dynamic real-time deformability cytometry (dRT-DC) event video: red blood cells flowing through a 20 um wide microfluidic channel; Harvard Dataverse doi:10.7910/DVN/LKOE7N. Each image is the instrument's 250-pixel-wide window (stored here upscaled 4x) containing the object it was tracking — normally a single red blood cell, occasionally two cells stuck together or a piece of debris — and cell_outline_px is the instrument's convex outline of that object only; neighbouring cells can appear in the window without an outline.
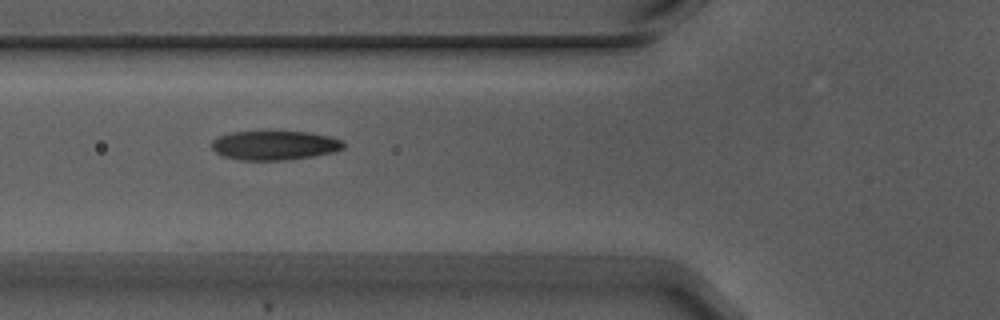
{"species": "Egyptian fruit bat (a non-hibernating species)", "species_latin": "Rousettus aegyptiacus", "temperature_condition": "warm", "stored_images_in_passage": 38, "camera_frame_rate_fps": 3000, "um_per_image_px": 0.085, "animal": {"sex": "male"}, "frame": {"image": 1, "passage_image": 7, "time_ms": 2.0, "image_size_px": [1000, 320], "cell_outline_px": [[344, 148], [332, 152], [312, 156], [284, 160], [240, 160], [224, 156], [216, 152], [212, 148], [212, 140], [216, 136], [232, 132], [312, 132], [344, 140]], "centroid_in_image_um": [23.33, 12.35], "position_along_channel_um": 102.5, "area_um2": 22.37}}
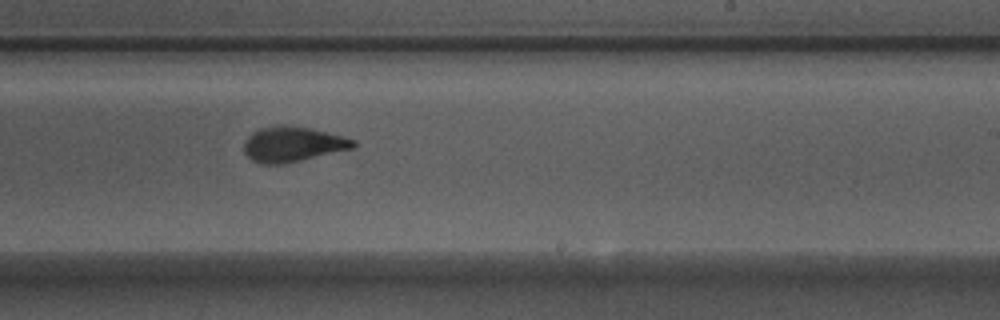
{"frame": {"image": 2, "passage_image": 20, "time_ms": 6.333, "image_size_px": [1000, 320], "cell_outline_px": [[356, 144], [352, 148], [300, 160], [280, 164], [260, 164], [252, 160], [244, 152], [244, 140], [252, 132], [260, 128], [308, 128], [356, 140]], "centroid_in_image_um": [24.83, 12.3], "position_along_channel_um": 264.2, "area_um2": 21.33}}
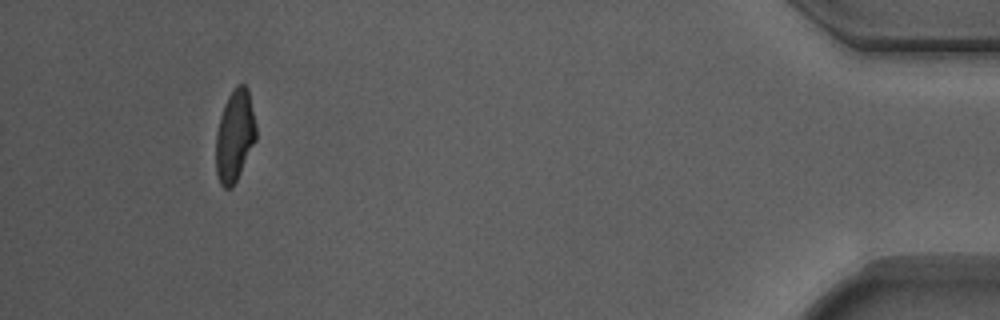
{"frame": {"image": 3, "passage_image": 38, "time_ms": 12.333, "image_size_px": [1000, 320], "cell_outline_px": [[256, 140], [232, 188], [224, 188], [220, 184], [216, 172], [216, 132], [220, 116], [224, 104], [228, 96], [236, 84], [244, 84], [248, 88], [256, 124]], "centroid_in_image_um": [19.95, 11.51], "position_along_channel_um": 415.3, "area_um2": 21.5}, "authors_computed_cell_mechanics": {"area_um2": 22.3108, "velocity_mm_per_s": 3.7322, "shape_relaxation_time_tau1_ms": 3.7904, "shape_relaxation_time_tau2_ms": 1.4063, "deformation_change_tau1": 0.1753, "deformation_change_tau2": 0.0672}}